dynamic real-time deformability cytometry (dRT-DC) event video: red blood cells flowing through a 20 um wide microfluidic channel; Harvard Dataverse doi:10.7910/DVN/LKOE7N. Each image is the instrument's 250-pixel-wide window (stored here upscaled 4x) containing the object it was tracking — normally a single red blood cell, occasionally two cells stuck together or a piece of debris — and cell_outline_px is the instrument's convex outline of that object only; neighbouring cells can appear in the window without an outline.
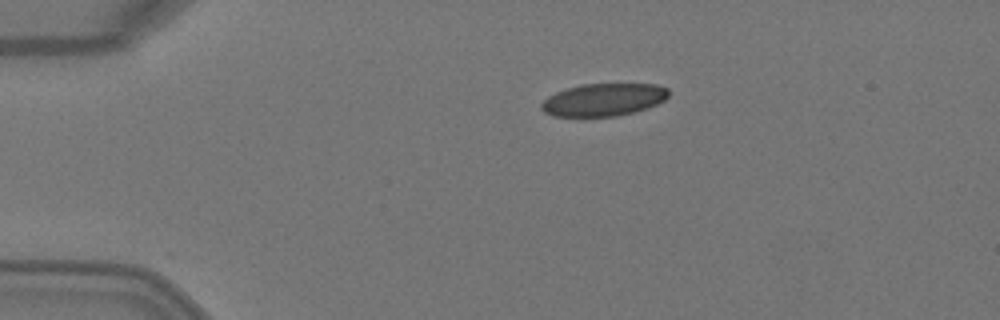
{"species": "Egyptian fruit bat (a non-hibernating species)", "species_latin": "Rousettus aegyptiacus", "temperature_condition": "warm", "stored_images_in_passage": 2, "camera_frame_rate_fps": 3000, "um_per_image_px": 0.085, "animal": {"sex": "female"}, "frame": {"image": 1, "passage_image": 1, "time_ms": 0.0, "image_size_px": [1000, 320], "cell_outline_px": [[668, 96], [664, 100], [648, 108], [616, 116], [580, 120], [552, 116], [544, 112], [540, 108], [540, 104], [548, 96], [556, 92], [580, 84], [660, 84], [668, 88]], "centroid_in_image_um": [51.23, 8.52], "position_along_channel_um": 33.8, "area_um2": 25.09}}